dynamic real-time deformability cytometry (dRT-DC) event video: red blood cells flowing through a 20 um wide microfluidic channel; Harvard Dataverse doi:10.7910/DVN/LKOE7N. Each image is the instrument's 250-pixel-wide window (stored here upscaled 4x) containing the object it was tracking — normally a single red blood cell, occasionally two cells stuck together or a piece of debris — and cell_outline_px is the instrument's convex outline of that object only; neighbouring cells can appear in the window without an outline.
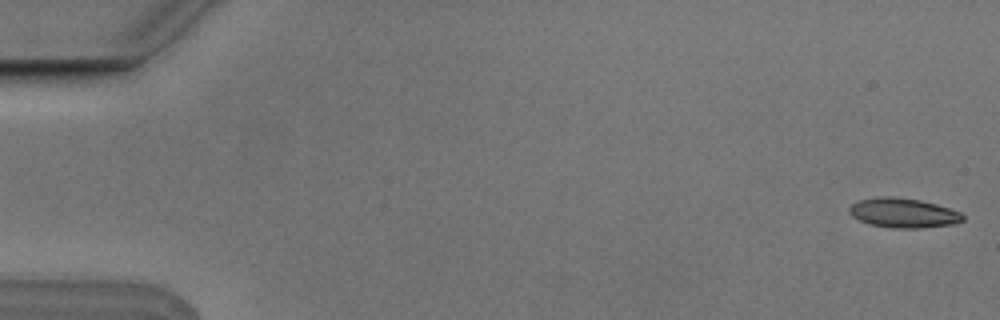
{"species": "Egyptian fruit bat (a non-hibernating species)", "species_latin": "Rousettus aegyptiacus", "temperature_condition": "cold", "stored_images_in_passage": 6, "camera_frame_rate_fps": 3000, "um_per_image_px": 0.085, "animal": {"sex": "male"}, "frame": {"image": 1, "passage_image": 1, "time_ms": 0.0, "image_size_px": [1000, 320], "cell_outline_px": [[964, 220], [956, 224], [920, 228], [892, 228], [868, 224], [852, 216], [848, 212], [848, 208], [852, 204], [860, 200], [880, 196], [892, 196], [920, 200], [936, 204], [960, 212], [964, 216]], "centroid_in_image_um": [76.78, 18.1], "position_along_channel_um": 8.2, "area_um2": 19.65}}